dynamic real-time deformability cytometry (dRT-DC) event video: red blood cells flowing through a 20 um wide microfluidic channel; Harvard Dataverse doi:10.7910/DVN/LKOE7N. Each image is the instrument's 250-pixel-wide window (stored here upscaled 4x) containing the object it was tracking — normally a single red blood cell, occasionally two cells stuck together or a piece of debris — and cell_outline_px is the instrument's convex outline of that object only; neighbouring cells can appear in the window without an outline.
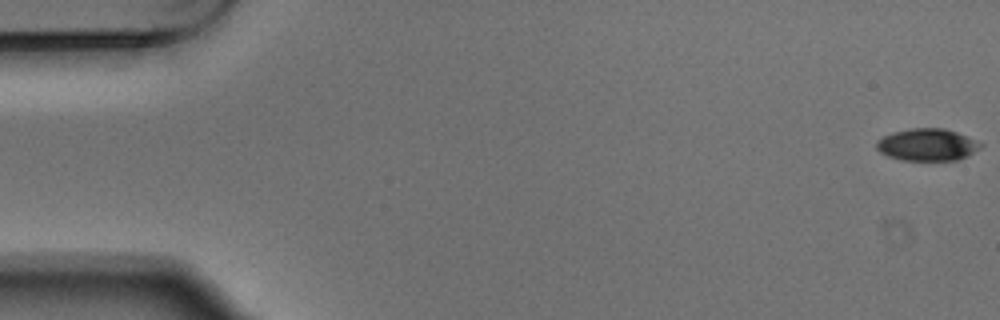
{"species": "Egyptian fruit bat (a non-hibernating species)", "species_latin": "Rousettus aegyptiacus", "temperature_condition": "warm", "stored_images_in_passage": 5, "camera_frame_rate_fps": 3000, "um_per_image_px": 0.085, "animal": {"sex": "male"}, "frame": {"image": 1, "passage_image": 1, "time_ms": 0.0, "image_size_px": [1000, 320], "cell_outline_px": [[984, 144], [980, 148], [968, 156], [956, 160], [900, 160], [888, 156], [880, 152], [876, 148], [876, 140], [892, 132], [912, 128], [944, 128], [956, 132], [976, 140]], "centroid_in_image_um": [78.81, 12.3], "position_along_channel_um": 6.2, "area_um2": 19.54}}
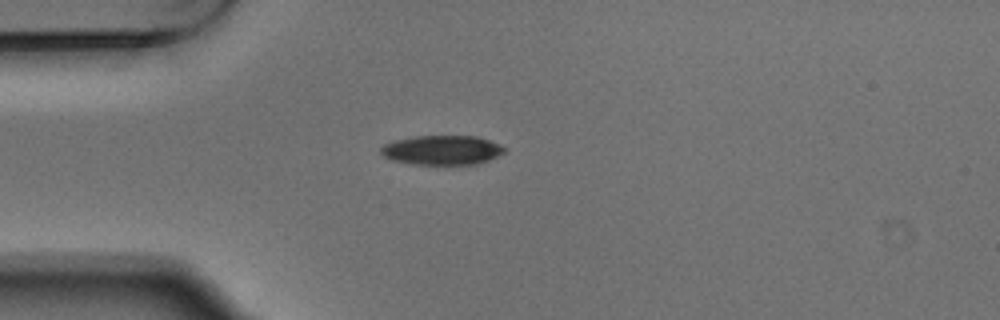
{"frame": {"image": 2, "passage_image": 5, "time_ms": 1.333, "image_size_px": [1000, 320], "cell_outline_px": [[504, 152], [488, 160], [476, 164], [412, 164], [392, 160], [384, 156], [380, 152], [380, 148], [384, 144], [396, 140], [416, 136], [476, 136], [500, 144], [504, 148]], "centroid_in_image_um": [37.55, 12.75], "position_along_channel_um": 47.5, "area_um2": 20.98}}